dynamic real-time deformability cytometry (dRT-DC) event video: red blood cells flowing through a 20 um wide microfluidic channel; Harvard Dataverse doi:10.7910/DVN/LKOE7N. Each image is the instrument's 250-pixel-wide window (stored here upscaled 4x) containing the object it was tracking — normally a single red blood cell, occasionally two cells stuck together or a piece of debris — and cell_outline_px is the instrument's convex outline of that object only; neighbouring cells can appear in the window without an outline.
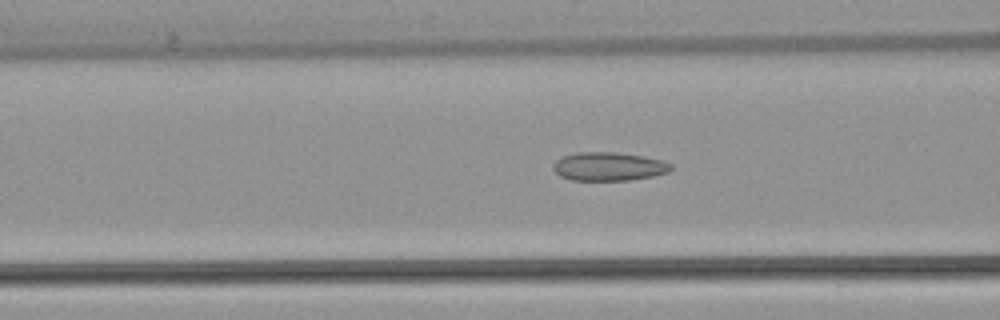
{"species": "common noctule bat (a hibernating species)", "species_latin": "Nyctalus noctula", "temperature_condition": "warm", "stored_images_in_passage": 53, "camera_frame_rate_fps": 3000, "um_per_image_px": 0.085, "animal": {"sex": "female", "body_mass_g": 22.7, "forearm_length_mm": 54.2}, "frame": {"image": 1, "passage_image": 21, "time_ms": 6.667, "image_size_px": [1000, 320], "cell_outline_px": [[672, 168], [668, 172], [652, 176], [632, 180], [572, 180], [560, 176], [552, 168], [556, 160], [564, 156], [580, 152], [616, 152], [644, 156], [664, 160], [672, 164]], "centroid_in_image_um": [51.77, 14.15], "position_along_channel_um": 114.8, "area_um2": 19.59}}
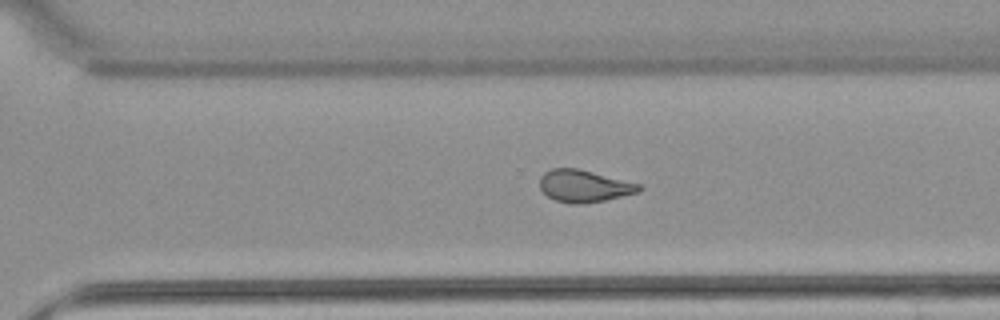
{"frame": {"image": 2, "passage_image": 37, "time_ms": 12.0, "image_size_px": [1000, 320], "cell_outline_px": [[644, 188], [640, 192], [604, 200], [580, 204], [572, 204], [556, 200], [548, 196], [540, 188], [540, 176], [544, 172], [552, 168], [576, 168], [640, 184]], "centroid_in_image_um": [49.65, 15.81], "position_along_channel_um": 321.0, "area_um2": 18.44}}
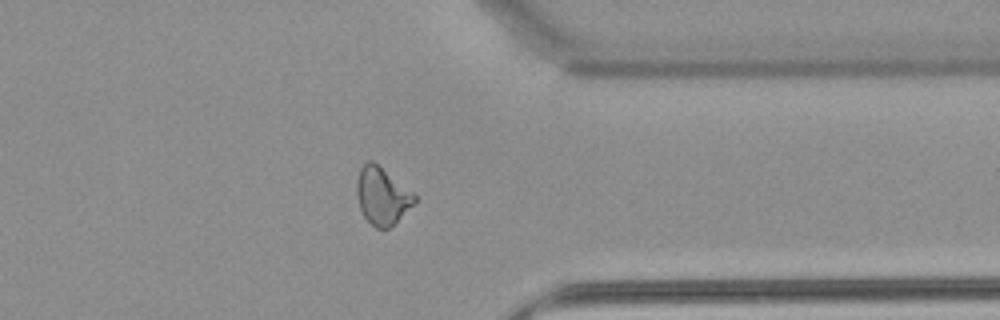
{"frame": {"image": 3, "passage_image": 42, "time_ms": 13.667, "image_size_px": [1000, 320], "cell_outline_px": [[416, 200], [388, 228], [376, 228], [364, 216], [360, 208], [356, 196], [356, 180], [360, 168], [368, 160], [372, 160], [412, 192], [416, 196]], "centroid_in_image_um": [32.42, 16.62], "position_along_channel_um": 379.0, "area_um2": 18.67}, "authors_computed_cell_mechanics": {"area_um2": 20.0566, "velocity_mm_per_s": 3.8764, "shape_relaxation_time_tau1_ms": null, "shape_relaxation_time_tau2_ms": 2.0561, "deformation_change_tau1": null, "deformation_change_tau2": 0.0939}}